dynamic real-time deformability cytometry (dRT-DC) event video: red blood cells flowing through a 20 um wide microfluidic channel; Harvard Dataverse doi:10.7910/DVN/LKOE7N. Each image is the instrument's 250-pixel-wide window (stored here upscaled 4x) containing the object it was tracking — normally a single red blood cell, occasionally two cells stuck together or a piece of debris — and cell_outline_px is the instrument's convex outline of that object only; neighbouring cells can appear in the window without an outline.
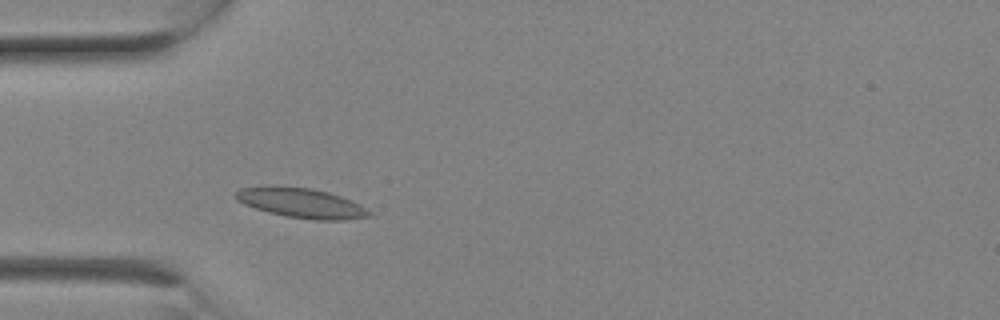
{"species": "Egyptian fruit bat (a non-hibernating species)", "species_latin": "Rousettus aegyptiacus", "temperature_condition": "room temperature", "stored_images_in_passage": 1, "camera_frame_rate_fps": 3000, "um_per_image_px": 0.085, "animal": {"sex": "female"}, "frame": {"image": 1, "passage_image": 1, "time_ms": 0.0, "image_size_px": [1000, 320], "cell_outline_px": [[372, 216], [344, 220], [316, 220], [284, 216], [268, 212], [244, 204], [236, 200], [232, 196], [240, 188], [312, 188], [328, 192], [352, 200], [360, 204], [372, 212]], "centroid_in_image_um": [25.68, 17.29], "position_along_channel_um": 59.3, "area_um2": 22.66}}